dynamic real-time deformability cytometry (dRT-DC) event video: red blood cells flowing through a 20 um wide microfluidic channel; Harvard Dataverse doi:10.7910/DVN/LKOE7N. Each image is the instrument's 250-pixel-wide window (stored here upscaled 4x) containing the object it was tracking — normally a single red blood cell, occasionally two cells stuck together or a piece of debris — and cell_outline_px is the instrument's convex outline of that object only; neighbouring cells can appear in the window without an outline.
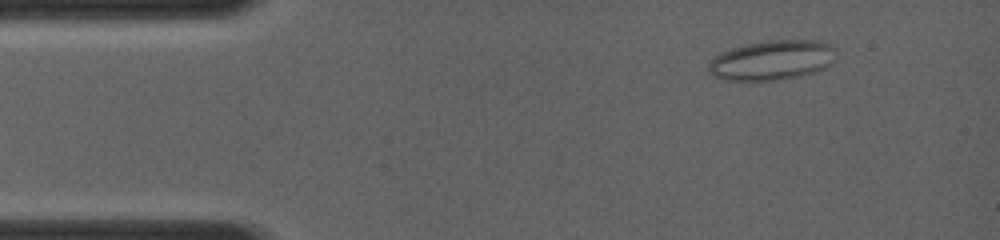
{"species": "common noctule bat (a hibernating species)", "species_latin": "Nyctalus noctula", "temperature_condition": "room temperature", "stored_images_in_passage": 55, "camera_frame_rate_fps": 4000, "um_per_image_px": 0.085, "animal": {"sex": "female", "body_mass_g": 19.0, "forearm_length_mm": 56.7}, "frame": {"image": 1, "passage_image": 8, "time_ms": 1.25, "image_size_px": [1000, 240], "cell_outline_px": [[836, 48], [832, 64], [816, 72], [800, 76], [776, 80], [724, 80], [712, 76], [708, 72], [708, 64], [716, 56], [732, 48], [748, 44], [768, 40], [824, 40], [836, 44]], "centroid_in_image_um": [65.7, 5.11], "position_along_channel_um": 19.3, "area_um2": 29.82}}
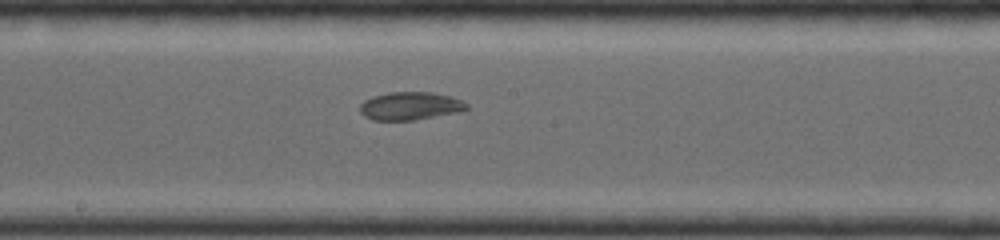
{"frame": {"image": 2, "passage_image": 32, "time_ms": 7.0, "image_size_px": [1000, 240], "cell_outline_px": [[468, 108], [456, 112], [412, 120], [372, 120], [364, 116], [360, 112], [360, 104], [364, 100], [372, 96], [388, 92], [432, 92], [452, 96], [464, 100], [468, 104]], "centroid_in_image_um": [34.85, 8.99], "position_along_channel_um": 213.4, "area_um2": 17.46}}
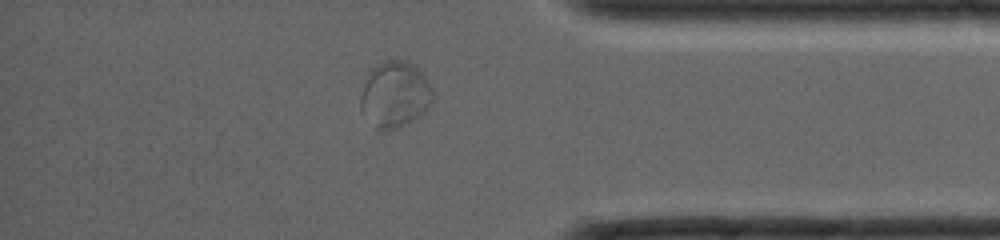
{"frame": {"image": 3, "passage_image": 49, "time_ms": 11.25, "image_size_px": [1000, 240], "cell_outline_px": [[432, 104], [424, 112], [412, 120], [396, 128], [380, 132], [376, 128], [360, 108], [360, 96], [364, 84], [372, 68], [376, 64], [384, 60], [408, 60], [416, 64], [424, 72], [432, 88]], "centroid_in_image_um": [33.59, 7.99], "position_along_channel_um": 401.6, "area_um2": 28.03}}